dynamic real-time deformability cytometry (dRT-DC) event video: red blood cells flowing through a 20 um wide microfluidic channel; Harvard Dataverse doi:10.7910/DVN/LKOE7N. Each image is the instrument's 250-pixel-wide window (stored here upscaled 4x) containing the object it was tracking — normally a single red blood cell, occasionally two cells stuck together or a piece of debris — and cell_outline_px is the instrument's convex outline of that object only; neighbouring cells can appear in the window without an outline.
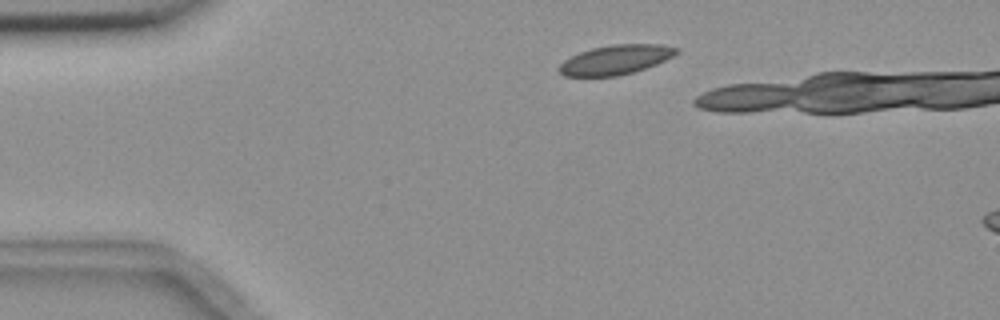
{"species": "common noctule bat (a hibernating species)", "species_latin": "Nyctalus noctula", "temperature_condition": "room temperature", "stored_images_in_passage": 2, "camera_frame_rate_fps": 3000, "um_per_image_px": 0.085, "animal": {"sex": "female", "body_mass_g": 18.4}, "frame": {"image": 1, "passage_image": 1, "time_ms": 0.0, "image_size_px": [1000, 320], "cell_outline_px": [[680, 52], [656, 64], [632, 72], [616, 76], [564, 76], [556, 68], [564, 60], [580, 52], [592, 48], [612, 44], [660, 44], [680, 48]], "centroid_in_image_um": [52.33, 5.07], "position_along_channel_um": 32.7, "area_um2": 20.06}}